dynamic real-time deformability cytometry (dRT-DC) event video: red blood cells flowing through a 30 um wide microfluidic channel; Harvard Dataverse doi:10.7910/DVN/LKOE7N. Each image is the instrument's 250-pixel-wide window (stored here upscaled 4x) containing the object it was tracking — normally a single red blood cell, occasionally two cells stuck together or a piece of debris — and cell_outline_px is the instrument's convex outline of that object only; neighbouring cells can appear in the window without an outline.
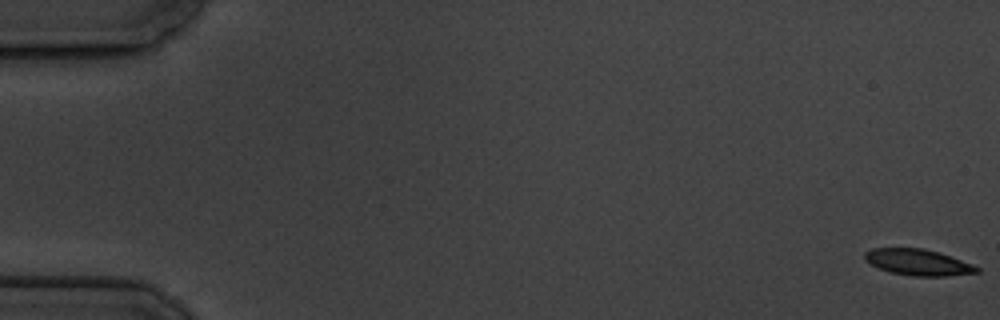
{"species": "common noctule bat (a hibernating species)", "species_latin": "Nyctalus noctula", "temperature_condition": "cold", "stored_images_in_passage": 5, "camera_frame_rate_fps": 3000, "um_per_image_px": 0.085, "animal": {"sex": "male", "body_mass_g": 19.5, "forearm_length_mm": 54.6}, "frame": {"image": 1, "passage_image": 1, "time_ms": 0.0, "image_size_px": [1000, 320], "cell_outline_px": [[980, 272], [948, 276], [912, 276], [892, 272], [880, 268], [864, 260], [864, 252], [872, 248], [924, 248], [940, 252], [972, 264], [980, 268]], "centroid_in_image_um": [78.05, 22.28], "position_along_channel_um": 6.9, "area_um2": 17.11}}
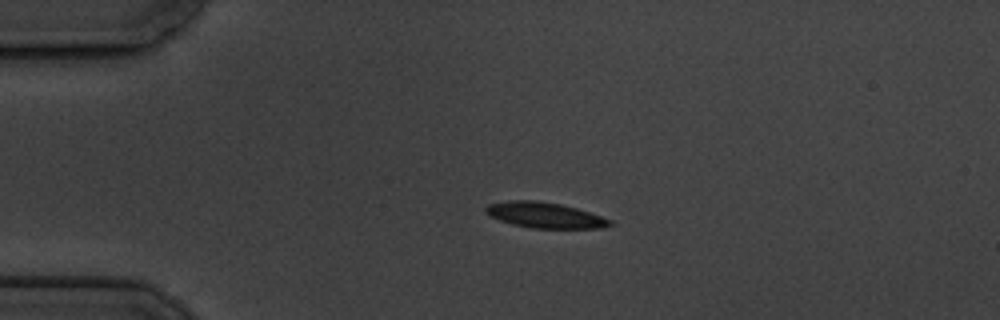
{"frame": {"image": 2, "passage_image": 4, "time_ms": 4.333, "image_size_px": [1000, 320], "cell_outline_px": [[616, 224], [604, 228], [532, 228], [512, 224], [500, 220], [484, 212], [484, 208], [488, 204], [508, 200], [536, 200], [560, 204], [576, 208], [612, 220]], "centroid_in_image_um": [46.32, 18.29], "position_along_channel_um": 38.7, "area_um2": 18.55}}